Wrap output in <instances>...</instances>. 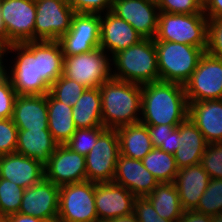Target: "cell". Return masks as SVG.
I'll return each mask as SVG.
<instances>
[{
	"mask_svg": "<svg viewBox=\"0 0 222 222\" xmlns=\"http://www.w3.org/2000/svg\"><path fill=\"white\" fill-rule=\"evenodd\" d=\"M11 51L18 52L16 61L11 73L4 66V74L17 95H46L63 74L64 56L59 41L34 40L4 49V53Z\"/></svg>",
	"mask_w": 222,
	"mask_h": 222,
	"instance_id": "1",
	"label": "cell"
},
{
	"mask_svg": "<svg viewBox=\"0 0 222 222\" xmlns=\"http://www.w3.org/2000/svg\"><path fill=\"white\" fill-rule=\"evenodd\" d=\"M140 122L144 125H179L188 117L184 85L156 81L141 85Z\"/></svg>",
	"mask_w": 222,
	"mask_h": 222,
	"instance_id": "2",
	"label": "cell"
},
{
	"mask_svg": "<svg viewBox=\"0 0 222 222\" xmlns=\"http://www.w3.org/2000/svg\"><path fill=\"white\" fill-rule=\"evenodd\" d=\"M99 91L105 128L118 129L140 122L141 85L110 78L99 87Z\"/></svg>",
	"mask_w": 222,
	"mask_h": 222,
	"instance_id": "3",
	"label": "cell"
},
{
	"mask_svg": "<svg viewBox=\"0 0 222 222\" xmlns=\"http://www.w3.org/2000/svg\"><path fill=\"white\" fill-rule=\"evenodd\" d=\"M111 57L112 65L116 68L115 72L112 71L114 79L139 85L160 80L156 46L152 38H144Z\"/></svg>",
	"mask_w": 222,
	"mask_h": 222,
	"instance_id": "4",
	"label": "cell"
},
{
	"mask_svg": "<svg viewBox=\"0 0 222 222\" xmlns=\"http://www.w3.org/2000/svg\"><path fill=\"white\" fill-rule=\"evenodd\" d=\"M161 81L184 85L205 51L200 47L170 41H154Z\"/></svg>",
	"mask_w": 222,
	"mask_h": 222,
	"instance_id": "5",
	"label": "cell"
},
{
	"mask_svg": "<svg viewBox=\"0 0 222 222\" xmlns=\"http://www.w3.org/2000/svg\"><path fill=\"white\" fill-rule=\"evenodd\" d=\"M208 18L202 10L195 14L159 13L154 41H170L200 47L207 45Z\"/></svg>",
	"mask_w": 222,
	"mask_h": 222,
	"instance_id": "6",
	"label": "cell"
},
{
	"mask_svg": "<svg viewBox=\"0 0 222 222\" xmlns=\"http://www.w3.org/2000/svg\"><path fill=\"white\" fill-rule=\"evenodd\" d=\"M98 47L88 53L64 56L63 75L86 88H99L112 78L110 58Z\"/></svg>",
	"mask_w": 222,
	"mask_h": 222,
	"instance_id": "7",
	"label": "cell"
},
{
	"mask_svg": "<svg viewBox=\"0 0 222 222\" xmlns=\"http://www.w3.org/2000/svg\"><path fill=\"white\" fill-rule=\"evenodd\" d=\"M57 222H98L95 182L86 180L60 187Z\"/></svg>",
	"mask_w": 222,
	"mask_h": 222,
	"instance_id": "8",
	"label": "cell"
},
{
	"mask_svg": "<svg viewBox=\"0 0 222 222\" xmlns=\"http://www.w3.org/2000/svg\"><path fill=\"white\" fill-rule=\"evenodd\" d=\"M184 89L188 103L222 99V59L205 52Z\"/></svg>",
	"mask_w": 222,
	"mask_h": 222,
	"instance_id": "9",
	"label": "cell"
},
{
	"mask_svg": "<svg viewBox=\"0 0 222 222\" xmlns=\"http://www.w3.org/2000/svg\"><path fill=\"white\" fill-rule=\"evenodd\" d=\"M119 154L117 131L107 128L85 156L87 180L95 183L112 182Z\"/></svg>",
	"mask_w": 222,
	"mask_h": 222,
	"instance_id": "10",
	"label": "cell"
},
{
	"mask_svg": "<svg viewBox=\"0 0 222 222\" xmlns=\"http://www.w3.org/2000/svg\"><path fill=\"white\" fill-rule=\"evenodd\" d=\"M34 40L58 41L71 27L74 10L67 0H35Z\"/></svg>",
	"mask_w": 222,
	"mask_h": 222,
	"instance_id": "11",
	"label": "cell"
},
{
	"mask_svg": "<svg viewBox=\"0 0 222 222\" xmlns=\"http://www.w3.org/2000/svg\"><path fill=\"white\" fill-rule=\"evenodd\" d=\"M0 12L7 34V47L34 41L35 0H0Z\"/></svg>",
	"mask_w": 222,
	"mask_h": 222,
	"instance_id": "12",
	"label": "cell"
},
{
	"mask_svg": "<svg viewBox=\"0 0 222 222\" xmlns=\"http://www.w3.org/2000/svg\"><path fill=\"white\" fill-rule=\"evenodd\" d=\"M44 170L45 179L59 187L87 180L85 156L65 144L57 145Z\"/></svg>",
	"mask_w": 222,
	"mask_h": 222,
	"instance_id": "13",
	"label": "cell"
},
{
	"mask_svg": "<svg viewBox=\"0 0 222 222\" xmlns=\"http://www.w3.org/2000/svg\"><path fill=\"white\" fill-rule=\"evenodd\" d=\"M111 12L128 22L143 38H155L160 13L157 0H114Z\"/></svg>",
	"mask_w": 222,
	"mask_h": 222,
	"instance_id": "14",
	"label": "cell"
},
{
	"mask_svg": "<svg viewBox=\"0 0 222 222\" xmlns=\"http://www.w3.org/2000/svg\"><path fill=\"white\" fill-rule=\"evenodd\" d=\"M59 186L45 178L25 189L19 213L49 222L58 221Z\"/></svg>",
	"mask_w": 222,
	"mask_h": 222,
	"instance_id": "15",
	"label": "cell"
},
{
	"mask_svg": "<svg viewBox=\"0 0 222 222\" xmlns=\"http://www.w3.org/2000/svg\"><path fill=\"white\" fill-rule=\"evenodd\" d=\"M136 196L113 182L95 183V208L98 222L134 212Z\"/></svg>",
	"mask_w": 222,
	"mask_h": 222,
	"instance_id": "16",
	"label": "cell"
},
{
	"mask_svg": "<svg viewBox=\"0 0 222 222\" xmlns=\"http://www.w3.org/2000/svg\"><path fill=\"white\" fill-rule=\"evenodd\" d=\"M113 183L128 189L136 197H146L159 184L158 180L136 160L119 154Z\"/></svg>",
	"mask_w": 222,
	"mask_h": 222,
	"instance_id": "17",
	"label": "cell"
},
{
	"mask_svg": "<svg viewBox=\"0 0 222 222\" xmlns=\"http://www.w3.org/2000/svg\"><path fill=\"white\" fill-rule=\"evenodd\" d=\"M105 17V18H104ZM144 39L128 22L111 11L100 14V48L113 56ZM107 50V51H106Z\"/></svg>",
	"mask_w": 222,
	"mask_h": 222,
	"instance_id": "18",
	"label": "cell"
},
{
	"mask_svg": "<svg viewBox=\"0 0 222 222\" xmlns=\"http://www.w3.org/2000/svg\"><path fill=\"white\" fill-rule=\"evenodd\" d=\"M188 117L208 144L222 143V99L188 103Z\"/></svg>",
	"mask_w": 222,
	"mask_h": 222,
	"instance_id": "19",
	"label": "cell"
},
{
	"mask_svg": "<svg viewBox=\"0 0 222 222\" xmlns=\"http://www.w3.org/2000/svg\"><path fill=\"white\" fill-rule=\"evenodd\" d=\"M0 178L8 179L26 189L41 182L45 178V170L33 158L15 152L3 156Z\"/></svg>",
	"mask_w": 222,
	"mask_h": 222,
	"instance_id": "20",
	"label": "cell"
},
{
	"mask_svg": "<svg viewBox=\"0 0 222 222\" xmlns=\"http://www.w3.org/2000/svg\"><path fill=\"white\" fill-rule=\"evenodd\" d=\"M209 179L208 173L200 163L178 169L173 183L179 193L183 211L197 208L199 200L207 188Z\"/></svg>",
	"mask_w": 222,
	"mask_h": 222,
	"instance_id": "21",
	"label": "cell"
},
{
	"mask_svg": "<svg viewBox=\"0 0 222 222\" xmlns=\"http://www.w3.org/2000/svg\"><path fill=\"white\" fill-rule=\"evenodd\" d=\"M18 129H48L46 95H17L12 118Z\"/></svg>",
	"mask_w": 222,
	"mask_h": 222,
	"instance_id": "22",
	"label": "cell"
},
{
	"mask_svg": "<svg viewBox=\"0 0 222 222\" xmlns=\"http://www.w3.org/2000/svg\"><path fill=\"white\" fill-rule=\"evenodd\" d=\"M179 144L173 154L178 169L199 164L208 146L203 134L189 117L179 124Z\"/></svg>",
	"mask_w": 222,
	"mask_h": 222,
	"instance_id": "23",
	"label": "cell"
},
{
	"mask_svg": "<svg viewBox=\"0 0 222 222\" xmlns=\"http://www.w3.org/2000/svg\"><path fill=\"white\" fill-rule=\"evenodd\" d=\"M57 145L48 129H18L15 152L33 158L45 166Z\"/></svg>",
	"mask_w": 222,
	"mask_h": 222,
	"instance_id": "24",
	"label": "cell"
},
{
	"mask_svg": "<svg viewBox=\"0 0 222 222\" xmlns=\"http://www.w3.org/2000/svg\"><path fill=\"white\" fill-rule=\"evenodd\" d=\"M120 154L142 160L153 148L147 125L141 122L116 129Z\"/></svg>",
	"mask_w": 222,
	"mask_h": 222,
	"instance_id": "25",
	"label": "cell"
},
{
	"mask_svg": "<svg viewBox=\"0 0 222 222\" xmlns=\"http://www.w3.org/2000/svg\"><path fill=\"white\" fill-rule=\"evenodd\" d=\"M72 117L77 129L104 127L99 88H86L72 106Z\"/></svg>",
	"mask_w": 222,
	"mask_h": 222,
	"instance_id": "26",
	"label": "cell"
},
{
	"mask_svg": "<svg viewBox=\"0 0 222 222\" xmlns=\"http://www.w3.org/2000/svg\"><path fill=\"white\" fill-rule=\"evenodd\" d=\"M48 130L58 144H65L76 132L72 117V106L56 100L47 93Z\"/></svg>",
	"mask_w": 222,
	"mask_h": 222,
	"instance_id": "27",
	"label": "cell"
},
{
	"mask_svg": "<svg viewBox=\"0 0 222 222\" xmlns=\"http://www.w3.org/2000/svg\"><path fill=\"white\" fill-rule=\"evenodd\" d=\"M146 198L151 202L159 217L176 221L183 209L179 200V193L173 182L159 183Z\"/></svg>",
	"mask_w": 222,
	"mask_h": 222,
	"instance_id": "28",
	"label": "cell"
},
{
	"mask_svg": "<svg viewBox=\"0 0 222 222\" xmlns=\"http://www.w3.org/2000/svg\"><path fill=\"white\" fill-rule=\"evenodd\" d=\"M141 162L159 183L174 182L178 168L173 154L154 147Z\"/></svg>",
	"mask_w": 222,
	"mask_h": 222,
	"instance_id": "29",
	"label": "cell"
},
{
	"mask_svg": "<svg viewBox=\"0 0 222 222\" xmlns=\"http://www.w3.org/2000/svg\"><path fill=\"white\" fill-rule=\"evenodd\" d=\"M62 37L100 38V14L75 13Z\"/></svg>",
	"mask_w": 222,
	"mask_h": 222,
	"instance_id": "30",
	"label": "cell"
},
{
	"mask_svg": "<svg viewBox=\"0 0 222 222\" xmlns=\"http://www.w3.org/2000/svg\"><path fill=\"white\" fill-rule=\"evenodd\" d=\"M24 191L16 183L0 178V217L18 213Z\"/></svg>",
	"mask_w": 222,
	"mask_h": 222,
	"instance_id": "31",
	"label": "cell"
},
{
	"mask_svg": "<svg viewBox=\"0 0 222 222\" xmlns=\"http://www.w3.org/2000/svg\"><path fill=\"white\" fill-rule=\"evenodd\" d=\"M85 90V86L78 84L75 80L65 77L62 74L53 82L49 93L59 102L74 106Z\"/></svg>",
	"mask_w": 222,
	"mask_h": 222,
	"instance_id": "32",
	"label": "cell"
},
{
	"mask_svg": "<svg viewBox=\"0 0 222 222\" xmlns=\"http://www.w3.org/2000/svg\"><path fill=\"white\" fill-rule=\"evenodd\" d=\"M195 210L209 216L222 212V179H209L207 188Z\"/></svg>",
	"mask_w": 222,
	"mask_h": 222,
	"instance_id": "33",
	"label": "cell"
},
{
	"mask_svg": "<svg viewBox=\"0 0 222 222\" xmlns=\"http://www.w3.org/2000/svg\"><path fill=\"white\" fill-rule=\"evenodd\" d=\"M105 127L76 129L73 136L65 143L71 150L86 156L96 144L98 137L106 130Z\"/></svg>",
	"mask_w": 222,
	"mask_h": 222,
	"instance_id": "34",
	"label": "cell"
},
{
	"mask_svg": "<svg viewBox=\"0 0 222 222\" xmlns=\"http://www.w3.org/2000/svg\"><path fill=\"white\" fill-rule=\"evenodd\" d=\"M200 164L210 178L222 179V143L208 144Z\"/></svg>",
	"mask_w": 222,
	"mask_h": 222,
	"instance_id": "35",
	"label": "cell"
},
{
	"mask_svg": "<svg viewBox=\"0 0 222 222\" xmlns=\"http://www.w3.org/2000/svg\"><path fill=\"white\" fill-rule=\"evenodd\" d=\"M59 43L63 56H73L88 53L100 47V38L61 37Z\"/></svg>",
	"mask_w": 222,
	"mask_h": 222,
	"instance_id": "36",
	"label": "cell"
},
{
	"mask_svg": "<svg viewBox=\"0 0 222 222\" xmlns=\"http://www.w3.org/2000/svg\"><path fill=\"white\" fill-rule=\"evenodd\" d=\"M205 52L222 59V17L208 18Z\"/></svg>",
	"mask_w": 222,
	"mask_h": 222,
	"instance_id": "37",
	"label": "cell"
},
{
	"mask_svg": "<svg viewBox=\"0 0 222 222\" xmlns=\"http://www.w3.org/2000/svg\"><path fill=\"white\" fill-rule=\"evenodd\" d=\"M160 12L170 14H195L203 10L197 0H157Z\"/></svg>",
	"mask_w": 222,
	"mask_h": 222,
	"instance_id": "38",
	"label": "cell"
},
{
	"mask_svg": "<svg viewBox=\"0 0 222 222\" xmlns=\"http://www.w3.org/2000/svg\"><path fill=\"white\" fill-rule=\"evenodd\" d=\"M18 128L11 118L0 119V153H15L17 147Z\"/></svg>",
	"mask_w": 222,
	"mask_h": 222,
	"instance_id": "39",
	"label": "cell"
},
{
	"mask_svg": "<svg viewBox=\"0 0 222 222\" xmlns=\"http://www.w3.org/2000/svg\"><path fill=\"white\" fill-rule=\"evenodd\" d=\"M16 96L10 80L3 73L0 76V119L12 118Z\"/></svg>",
	"mask_w": 222,
	"mask_h": 222,
	"instance_id": "40",
	"label": "cell"
},
{
	"mask_svg": "<svg viewBox=\"0 0 222 222\" xmlns=\"http://www.w3.org/2000/svg\"><path fill=\"white\" fill-rule=\"evenodd\" d=\"M75 13L105 14L111 11L114 0H67Z\"/></svg>",
	"mask_w": 222,
	"mask_h": 222,
	"instance_id": "41",
	"label": "cell"
},
{
	"mask_svg": "<svg viewBox=\"0 0 222 222\" xmlns=\"http://www.w3.org/2000/svg\"><path fill=\"white\" fill-rule=\"evenodd\" d=\"M134 214L139 222H176L159 217L146 197H137L134 202Z\"/></svg>",
	"mask_w": 222,
	"mask_h": 222,
	"instance_id": "42",
	"label": "cell"
},
{
	"mask_svg": "<svg viewBox=\"0 0 222 222\" xmlns=\"http://www.w3.org/2000/svg\"><path fill=\"white\" fill-rule=\"evenodd\" d=\"M177 126L178 125H147L153 146L166 152V139L168 138V134Z\"/></svg>",
	"mask_w": 222,
	"mask_h": 222,
	"instance_id": "43",
	"label": "cell"
},
{
	"mask_svg": "<svg viewBox=\"0 0 222 222\" xmlns=\"http://www.w3.org/2000/svg\"><path fill=\"white\" fill-rule=\"evenodd\" d=\"M176 222H212V218L196 210H189L184 211Z\"/></svg>",
	"mask_w": 222,
	"mask_h": 222,
	"instance_id": "44",
	"label": "cell"
},
{
	"mask_svg": "<svg viewBox=\"0 0 222 222\" xmlns=\"http://www.w3.org/2000/svg\"><path fill=\"white\" fill-rule=\"evenodd\" d=\"M203 11L207 18L222 17V0H205Z\"/></svg>",
	"mask_w": 222,
	"mask_h": 222,
	"instance_id": "45",
	"label": "cell"
},
{
	"mask_svg": "<svg viewBox=\"0 0 222 222\" xmlns=\"http://www.w3.org/2000/svg\"><path fill=\"white\" fill-rule=\"evenodd\" d=\"M180 146L179 144V125L172 131L169 132L168 138L166 139V152L174 154Z\"/></svg>",
	"mask_w": 222,
	"mask_h": 222,
	"instance_id": "46",
	"label": "cell"
},
{
	"mask_svg": "<svg viewBox=\"0 0 222 222\" xmlns=\"http://www.w3.org/2000/svg\"><path fill=\"white\" fill-rule=\"evenodd\" d=\"M5 221L6 222H49V221L42 220L40 218H36L31 215H25L19 212L5 217Z\"/></svg>",
	"mask_w": 222,
	"mask_h": 222,
	"instance_id": "47",
	"label": "cell"
},
{
	"mask_svg": "<svg viewBox=\"0 0 222 222\" xmlns=\"http://www.w3.org/2000/svg\"><path fill=\"white\" fill-rule=\"evenodd\" d=\"M103 222H139V221L137 220V217L133 212L131 214L120 216V217L113 218V219H108Z\"/></svg>",
	"mask_w": 222,
	"mask_h": 222,
	"instance_id": "48",
	"label": "cell"
},
{
	"mask_svg": "<svg viewBox=\"0 0 222 222\" xmlns=\"http://www.w3.org/2000/svg\"><path fill=\"white\" fill-rule=\"evenodd\" d=\"M0 46H2L4 49L7 48V34H6V28L3 23V19L0 12Z\"/></svg>",
	"mask_w": 222,
	"mask_h": 222,
	"instance_id": "49",
	"label": "cell"
},
{
	"mask_svg": "<svg viewBox=\"0 0 222 222\" xmlns=\"http://www.w3.org/2000/svg\"><path fill=\"white\" fill-rule=\"evenodd\" d=\"M4 48L2 46H0V76L4 73V65L2 63L3 58H4Z\"/></svg>",
	"mask_w": 222,
	"mask_h": 222,
	"instance_id": "50",
	"label": "cell"
},
{
	"mask_svg": "<svg viewBox=\"0 0 222 222\" xmlns=\"http://www.w3.org/2000/svg\"><path fill=\"white\" fill-rule=\"evenodd\" d=\"M212 222H222V212L211 216Z\"/></svg>",
	"mask_w": 222,
	"mask_h": 222,
	"instance_id": "51",
	"label": "cell"
},
{
	"mask_svg": "<svg viewBox=\"0 0 222 222\" xmlns=\"http://www.w3.org/2000/svg\"><path fill=\"white\" fill-rule=\"evenodd\" d=\"M3 156L4 155L0 153V168H1V161H2Z\"/></svg>",
	"mask_w": 222,
	"mask_h": 222,
	"instance_id": "52",
	"label": "cell"
},
{
	"mask_svg": "<svg viewBox=\"0 0 222 222\" xmlns=\"http://www.w3.org/2000/svg\"><path fill=\"white\" fill-rule=\"evenodd\" d=\"M0 222H6L4 217H0Z\"/></svg>",
	"mask_w": 222,
	"mask_h": 222,
	"instance_id": "53",
	"label": "cell"
},
{
	"mask_svg": "<svg viewBox=\"0 0 222 222\" xmlns=\"http://www.w3.org/2000/svg\"><path fill=\"white\" fill-rule=\"evenodd\" d=\"M205 0H199V3L203 6Z\"/></svg>",
	"mask_w": 222,
	"mask_h": 222,
	"instance_id": "54",
	"label": "cell"
}]
</instances>
